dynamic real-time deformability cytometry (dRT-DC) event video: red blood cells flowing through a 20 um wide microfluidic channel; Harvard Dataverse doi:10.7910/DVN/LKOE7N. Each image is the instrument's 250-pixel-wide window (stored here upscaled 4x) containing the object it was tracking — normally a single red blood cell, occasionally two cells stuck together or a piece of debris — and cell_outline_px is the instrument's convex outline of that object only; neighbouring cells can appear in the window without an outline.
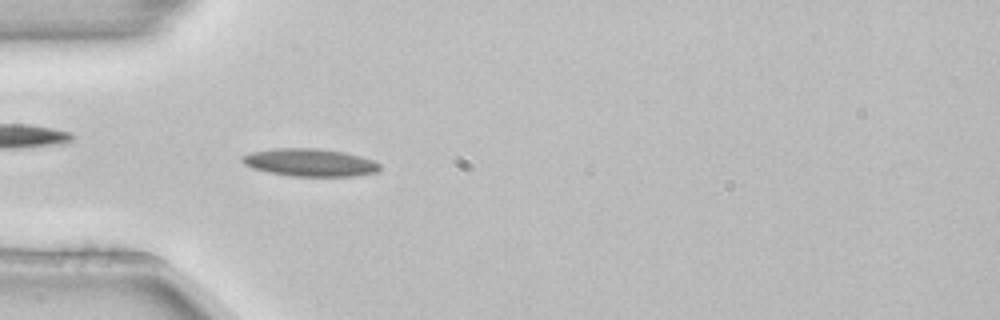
{"species": "common noctule bat (a hibernating species)", "species_latin": "Nyctalus noctula", "temperature_condition": "room temperature", "stored_images_in_passage": 4, "camera_frame_rate_fps": 3000, "um_per_image_px": 0.085, "animal": {"sex": "female", "body_mass_g": 22.7, "forearm_length_mm": 54.2}, "frame": {"image": 1, "passage_image": 4, "time_ms": 1.0, "image_size_px": [1000, 320], "cell_outline_px": [[380, 168], [376, 172], [356, 176], [292, 176], [268, 172], [252, 168], [244, 164], [240, 160], [240, 156], [252, 152], [276, 148], [320, 148], [344, 152], [360, 156], [372, 160], [380, 164]], "centroid_in_image_um": [26.32, 13.81], "position_along_channel_um": 58.7, "area_um2": 22.25}}